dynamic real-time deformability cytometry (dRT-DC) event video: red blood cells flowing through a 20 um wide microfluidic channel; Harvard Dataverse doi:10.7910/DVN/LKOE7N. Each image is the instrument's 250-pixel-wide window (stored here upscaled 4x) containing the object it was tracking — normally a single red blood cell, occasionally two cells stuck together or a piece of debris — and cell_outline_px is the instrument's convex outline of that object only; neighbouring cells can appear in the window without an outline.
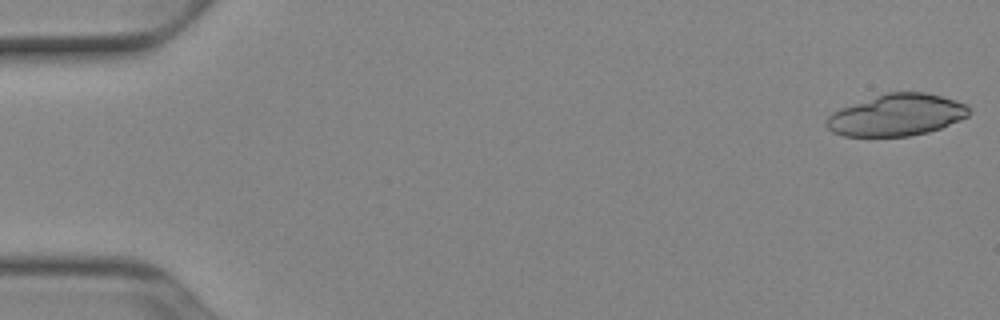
{"species": "Egyptian fruit bat (a non-hibernating species)", "species_latin": "Rousettus aegyptiacus", "temperature_condition": "cold", "stored_images_in_passage": 51, "camera_frame_rate_fps": 3000, "um_per_image_px": 0.085, "animal": {"sex": "female"}, "frame": {"image": 1, "passage_image": 1, "time_ms": 0.0, "image_size_px": [1000, 320], "cell_outline_px": [[972, 112], [968, 116], [960, 120], [940, 128], [928, 132], [908, 136], [844, 136], [832, 132], [824, 124], [828, 116], [832, 112], [840, 108], [888, 92], [924, 92], [956, 100], [964, 104]], "centroid_in_image_um": [76.2, 9.78], "position_along_channel_um": 8.8, "area_um2": 34.51}}